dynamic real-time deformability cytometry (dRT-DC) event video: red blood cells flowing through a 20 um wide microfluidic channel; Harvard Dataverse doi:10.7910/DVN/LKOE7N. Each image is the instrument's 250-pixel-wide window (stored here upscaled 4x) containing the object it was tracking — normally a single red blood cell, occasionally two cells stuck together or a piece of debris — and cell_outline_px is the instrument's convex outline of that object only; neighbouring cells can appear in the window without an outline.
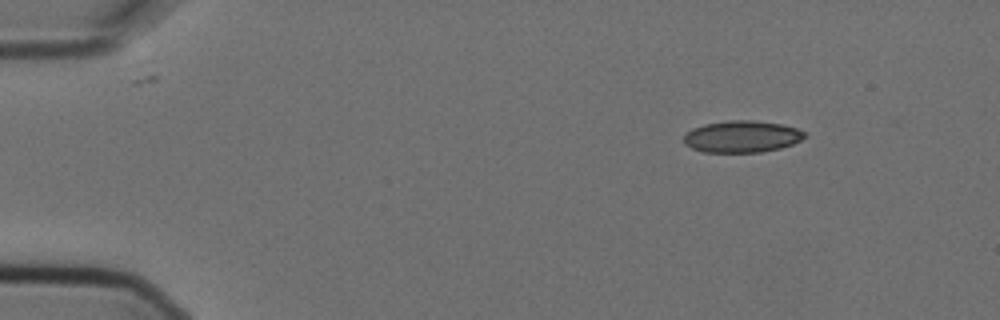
{"species": "Egyptian fruit bat (a non-hibernating species)", "species_latin": "Rousettus aegyptiacus", "temperature_condition": "cold", "stored_images_in_passage": 2, "camera_frame_rate_fps": 3000, "um_per_image_px": 0.085, "animal": {"sex": "female"}, "frame": {"image": 1, "passage_image": 2, "time_ms": 0.333, "image_size_px": [1000, 320], "cell_outline_px": [[808, 136], [792, 144], [780, 148], [760, 152], [704, 152], [692, 148], [684, 144], [684, 136], [692, 128], [704, 124], [728, 120], [752, 120], [784, 124], [796, 128], [804, 132]], "centroid_in_image_um": [63.07, 11.6], "position_along_channel_um": 21.9, "area_um2": 22.43}}